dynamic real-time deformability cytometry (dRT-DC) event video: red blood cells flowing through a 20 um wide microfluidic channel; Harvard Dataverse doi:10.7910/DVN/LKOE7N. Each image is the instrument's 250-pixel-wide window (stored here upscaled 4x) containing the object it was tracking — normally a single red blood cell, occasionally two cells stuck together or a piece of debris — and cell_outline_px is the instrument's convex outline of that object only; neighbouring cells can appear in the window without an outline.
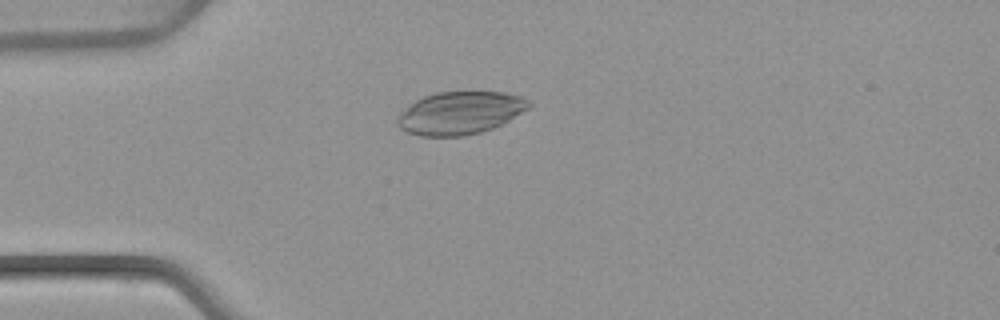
{"species": "common noctule bat (a hibernating species)", "species_latin": "Nyctalus noctula", "temperature_condition": "warm", "stored_images_in_passage": 1, "camera_frame_rate_fps": 3000, "um_per_image_px": 0.085, "animal": {"sex": "female", "body_mass_g": 22.7, "forearm_length_mm": 54.2}, "frame": {"image": 1, "passage_image": 1, "time_ms": 0.0, "image_size_px": [1000, 320], "cell_outline_px": [[532, 108], [492, 128], [480, 132], [464, 136], [420, 136], [408, 132], [400, 128], [396, 124], [396, 116], [408, 104], [424, 96], [436, 92], [504, 92], [520, 96], [528, 100], [532, 104]], "centroid_in_image_um": [39.09, 9.6], "position_along_channel_um": 45.9, "area_um2": 32.95}}